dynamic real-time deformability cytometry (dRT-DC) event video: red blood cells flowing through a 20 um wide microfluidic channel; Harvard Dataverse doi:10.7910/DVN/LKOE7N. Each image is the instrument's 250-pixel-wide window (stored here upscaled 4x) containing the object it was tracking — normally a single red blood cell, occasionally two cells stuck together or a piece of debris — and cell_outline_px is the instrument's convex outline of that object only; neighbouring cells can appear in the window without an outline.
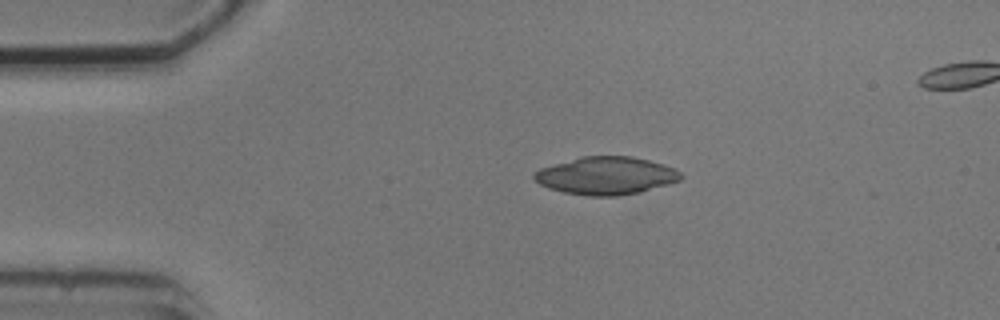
{"species": "common noctule bat (a hibernating species)", "species_latin": "Nyctalus noctula", "temperature_condition": "cold", "stored_images_in_passage": 3, "segment_of_instrument_passage": [1, 2], "camera_frame_rate_fps": 3000, "um_per_image_px": 0.085, "animal": {"sex": "male", "body_mass_g": 20.5, "forearm_length_mm": 52.5}, "frame": {"image": 1, "passage_image": 1, "time_ms": 0.0, "image_size_px": [1000, 320], "cell_outline_px": [[684, 176], [680, 180], [668, 184], [636, 192], [616, 196], [588, 196], [564, 192], [548, 188], [540, 184], [532, 176], [540, 168], [580, 156], [632, 156], [664, 164], [676, 168]], "centroid_in_image_um": [51.52, 14.92], "position_along_channel_um": 33.5, "area_um2": 32.14}}